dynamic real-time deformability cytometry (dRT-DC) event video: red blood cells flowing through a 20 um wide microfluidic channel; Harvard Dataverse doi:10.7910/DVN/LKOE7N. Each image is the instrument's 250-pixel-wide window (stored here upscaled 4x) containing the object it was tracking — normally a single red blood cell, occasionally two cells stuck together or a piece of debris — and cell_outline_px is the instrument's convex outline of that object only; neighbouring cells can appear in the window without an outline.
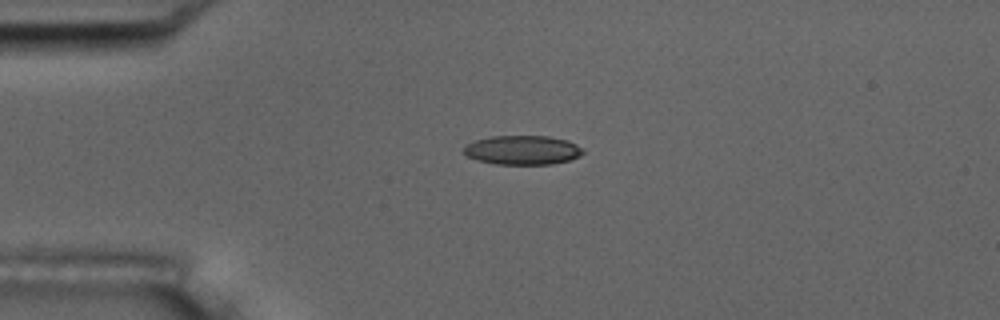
{"species": "common noctule bat (a hibernating species)", "species_latin": "Nyctalus noctula", "temperature_condition": "room temperature", "stored_images_in_passage": 42, "camera_frame_rate_fps": 3000, "um_per_image_px": 0.085, "animal": {"sex": "male", "body_mass_g": 17.5, "forearm_length_mm": 52.3}, "frame": {"image": 1, "passage_image": 1, "time_ms": 0.0, "image_size_px": [1000, 320], "cell_outline_px": [[584, 152], [580, 156], [568, 160], [552, 164], [496, 164], [476, 160], [468, 156], [464, 152], [464, 144], [476, 140], [492, 136], [548, 136], [568, 140], [576, 144]], "centroid_in_image_um": [44.4, 12.75], "position_along_channel_um": 40.6, "area_um2": 20.23}}
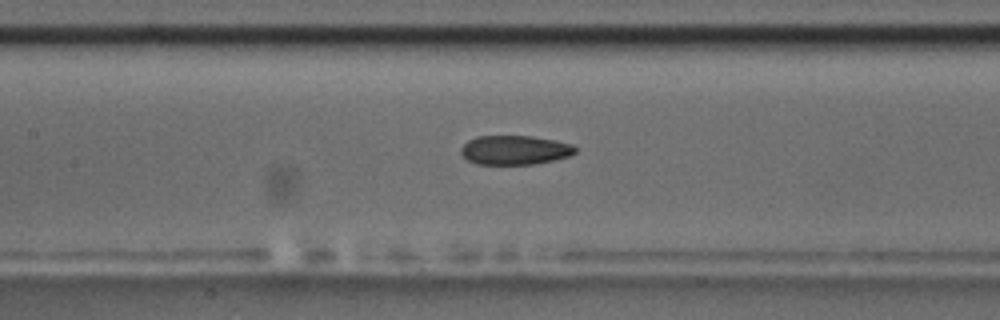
{"frame": {"image": 2, "passage_image": 13, "time_ms": 4.0, "image_size_px": [1000, 320], "cell_outline_px": [[576, 152], [568, 156], [556, 160], [532, 164], [476, 164], [468, 160], [460, 152], [460, 148], [468, 140], [476, 136], [532, 136], [556, 140], [572, 144], [576, 148]], "centroid_in_image_um": [43.76, 12.75], "position_along_channel_um": 163.6, "area_um2": 19.54}, "authors_computed_cell_mechanics": {"area_um2": 20.5768, "velocity_mm_per_s": 3.7313, "shape_relaxation_time_tau1_ms": null, "shape_relaxation_time_tau2_ms": 3.573, "deformation_change_tau1": null, "deformation_change_tau2": 0.1049}}